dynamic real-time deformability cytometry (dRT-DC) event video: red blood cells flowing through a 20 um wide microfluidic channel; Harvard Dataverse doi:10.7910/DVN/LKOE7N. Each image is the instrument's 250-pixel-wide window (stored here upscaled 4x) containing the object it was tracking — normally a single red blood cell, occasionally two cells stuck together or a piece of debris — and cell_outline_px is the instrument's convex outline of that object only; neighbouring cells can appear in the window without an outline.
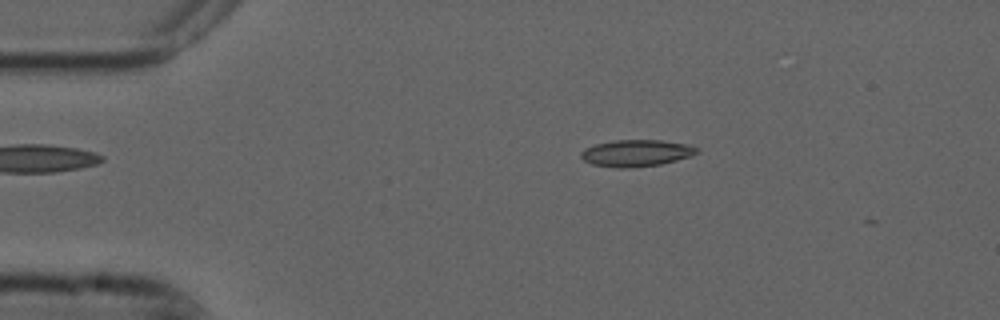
{"species": "common noctule bat (a hibernating species)", "species_latin": "Nyctalus noctula", "temperature_condition": "cold", "stored_images_in_passage": 5, "camera_frame_rate_fps": 3000, "um_per_image_px": 0.085, "animal": {"sex": "male", "forearm_length_mm": 52.5}, "frame": {"image": 1, "passage_image": 1, "time_ms": 0.0, "image_size_px": [1000, 320], "cell_outline_px": [[700, 152], [692, 156], [660, 164], [628, 168], [616, 168], [592, 164], [584, 160], [580, 156], [580, 152], [584, 148], [596, 144], [612, 140], [660, 140], [688, 144], [700, 148]], "centroid_in_image_um": [54.1, 13.01], "position_along_channel_um": 30.9, "area_um2": 18.21}}
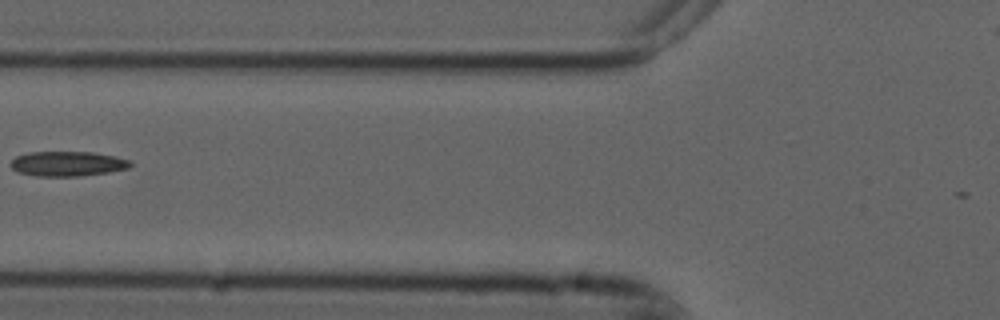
{"frame": {"image": 2, "passage_image": 4, "time_ms": 1.0, "image_size_px": [1000, 320], "cell_outline_px": [[132, 164], [128, 168], [108, 172], [80, 176], [36, 176], [16, 172], [12, 168], [12, 160], [16, 156], [28, 152], [92, 152], [116, 156], [132, 160]], "centroid_in_image_um": [5.76, 13.91], "position_along_channel_um": 120.0, "area_um2": 17.4}}
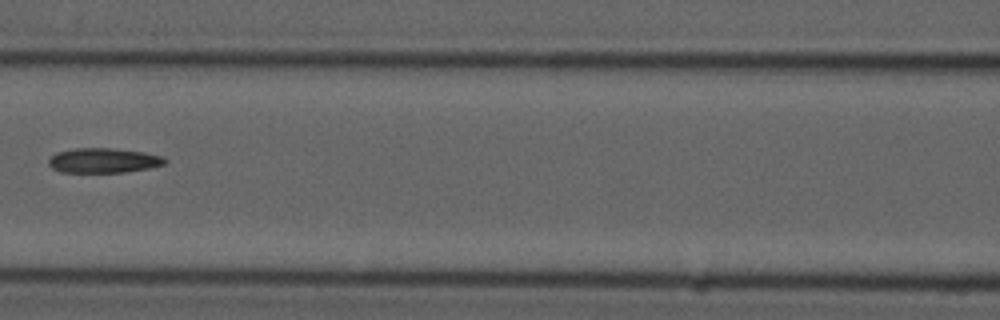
{"frame": {"image": 3, "passage_image": 5, "time_ms": 1.333, "image_size_px": [1000, 320], "cell_outline_px": [[168, 160], [164, 164], [148, 168], [124, 172], [60, 172], [52, 168], [48, 164], [48, 160], [56, 152], [76, 148], [112, 148], [144, 152], [160, 156]], "centroid_in_image_um": [8.76, 13.64], "position_along_channel_um": 157.8, "area_um2": 16.7}}